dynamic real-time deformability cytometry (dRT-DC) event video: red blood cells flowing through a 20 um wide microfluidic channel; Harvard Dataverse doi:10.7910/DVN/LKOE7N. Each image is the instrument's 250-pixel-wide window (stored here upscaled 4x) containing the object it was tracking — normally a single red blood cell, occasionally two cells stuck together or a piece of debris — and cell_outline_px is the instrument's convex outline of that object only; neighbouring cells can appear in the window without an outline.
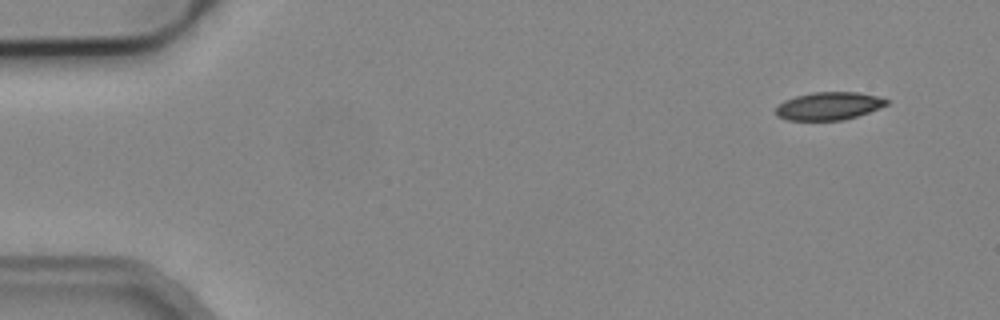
{"species": "common noctule bat (a hibernating species)", "species_latin": "Nyctalus noctula", "temperature_condition": "cold", "stored_images_in_passage": 6, "camera_frame_rate_fps": 3000, "um_per_image_px": 0.085, "animal": {"sex": "male", "body_mass_g": 19.2, "forearm_length_mm": 51.8}, "frame": {"image": 1, "passage_image": 1, "time_ms": 0.0, "image_size_px": [1000, 320], "cell_outline_px": [[888, 104], [880, 108], [844, 120], [788, 120], [776, 116], [776, 108], [784, 100], [796, 96], [812, 92], [856, 92], [876, 96], [888, 100]], "centroid_in_image_um": [70.43, 9.01], "position_along_channel_um": 14.6, "area_um2": 17.86}}
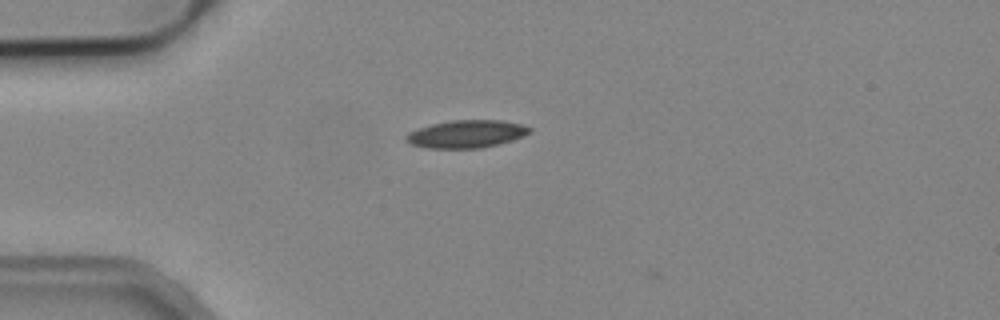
{"frame": {"image": 2, "passage_image": 3, "time_ms": 3.333, "image_size_px": [1000, 320], "cell_outline_px": [[532, 132], [524, 136], [512, 140], [480, 148], [428, 148], [412, 144], [404, 140], [404, 136], [408, 132], [432, 124], [452, 120], [504, 120], [524, 124], [532, 128]], "centroid_in_image_um": [39.68, 11.38], "position_along_channel_um": 45.3, "area_um2": 20.0}}